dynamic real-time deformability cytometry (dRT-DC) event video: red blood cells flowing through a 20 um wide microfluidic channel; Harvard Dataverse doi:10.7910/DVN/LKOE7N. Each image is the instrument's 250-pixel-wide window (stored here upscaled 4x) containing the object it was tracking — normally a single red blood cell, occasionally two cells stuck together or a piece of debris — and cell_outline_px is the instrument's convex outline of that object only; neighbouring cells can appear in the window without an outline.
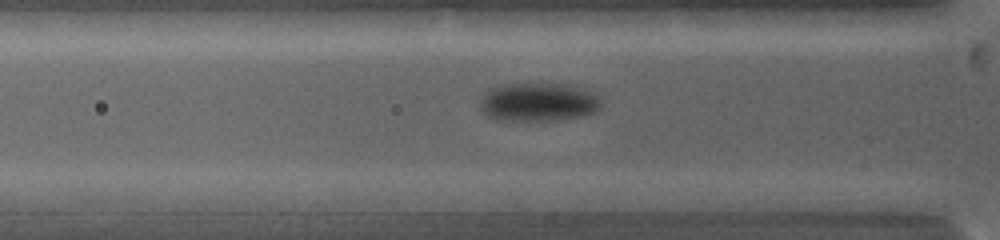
{"species": "common noctule bat (a hibernating species)", "species_latin": "Nyctalus noctula", "temperature_condition": "warm", "stored_images_in_passage": 70, "camera_frame_rate_fps": 5000, "um_per_image_px": 0.085, "animal": {"sex": "female", "body_mass_g": 19.0, "forearm_length_mm": 53.3}, "frame": {"image": 1, "passage_image": 6, "time_ms": 1.4, "image_size_px": [1000, 240], "cell_outline_px": [[600, 108], [596, 112], [580, 116], [556, 120], [496, 120], [484, 116], [480, 108], [480, 100], [492, 88], [504, 84], [540, 80], [576, 84], [600, 96]], "centroid_in_image_um": [45.79, 8.62], "position_along_channel_um": 80.0, "area_um2": 28.44}}
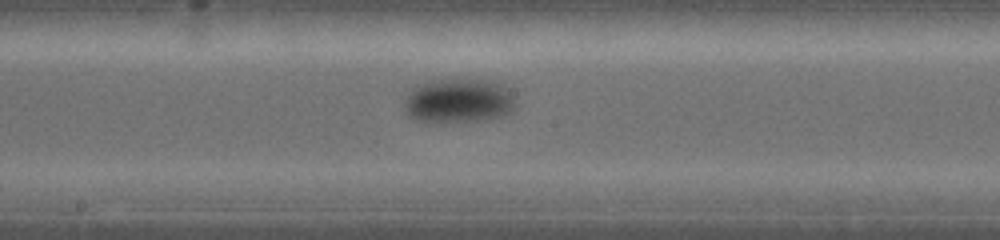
{"frame": {"image": 2, "passage_image": 22, "time_ms": 4.8, "image_size_px": [1000, 240], "cell_outline_px": [[516, 104], [512, 112], [500, 116], [472, 120], [432, 124], [408, 116], [404, 112], [404, 96], [412, 88], [428, 80], [488, 80], [500, 84], [508, 88]], "centroid_in_image_um": [38.91, 8.58], "position_along_channel_um": 209.3, "area_um2": 28.9}}
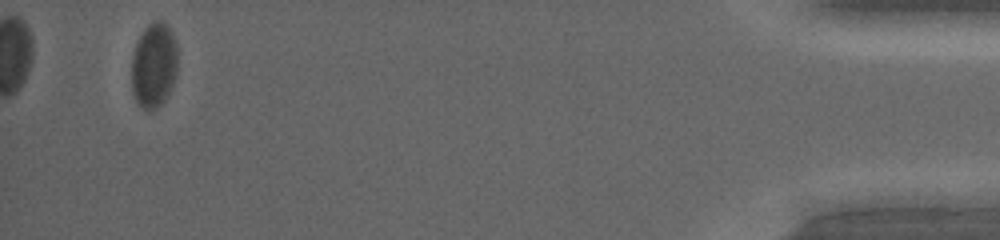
{"frame": {"image": 3, "passage_image": 65, "time_ms": 13.4, "image_size_px": [1000, 240], "cell_outline_px": [[176, 76], [164, 100], [156, 108], [144, 108], [136, 100], [132, 92], [132, 56], [136, 44], [144, 28], [152, 20], [160, 20], [172, 32], [176, 40]], "centroid_in_image_um": [13.07, 5.5], "position_along_channel_um": 422.1, "area_um2": 22.43}, "authors_computed_cell_mechanics": {"area_um2": 25.9522, "velocity_mm_per_s": 3.8091, "shape_relaxation_time_tau1_ms": 2.9169, "shape_relaxation_time_tau2_ms": null, "deformation_change_tau1": 0.0923, "deformation_change_tau2": null}}